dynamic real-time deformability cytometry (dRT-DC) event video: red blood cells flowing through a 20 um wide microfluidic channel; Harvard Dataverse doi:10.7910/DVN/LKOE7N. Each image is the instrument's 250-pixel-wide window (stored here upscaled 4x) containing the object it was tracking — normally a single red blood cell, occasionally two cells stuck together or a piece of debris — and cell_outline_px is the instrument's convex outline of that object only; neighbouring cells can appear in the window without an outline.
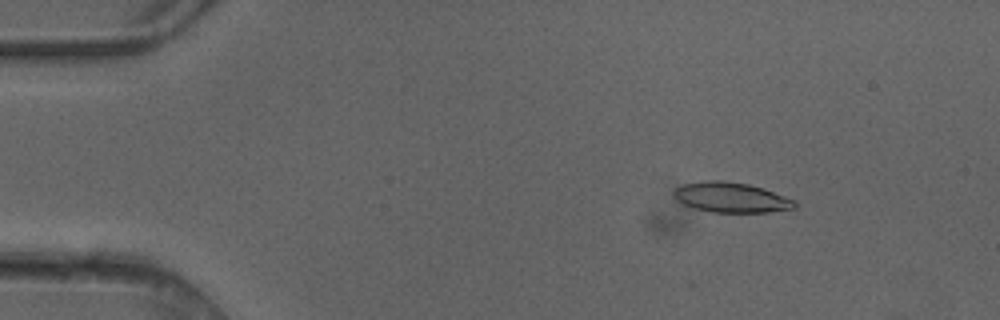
{"species": "common noctule bat (a hibernating species)", "species_latin": "Nyctalus noctula", "temperature_condition": "cold", "stored_images_in_passage": 4, "camera_frame_rate_fps": 3000, "um_per_image_px": 0.085, "animal": {"sex": "female"}, "frame": {"image": 1, "passage_image": 2, "time_ms": 0.333, "image_size_px": [1000, 320], "cell_outline_px": [[796, 208], [768, 212], [712, 212], [696, 208], [684, 204], [672, 192], [676, 188], [684, 184], [708, 180], [720, 180], [748, 184], [764, 188], [796, 200]], "centroid_in_image_um": [62.21, 16.78], "position_along_channel_um": 22.8, "area_um2": 20.98}}